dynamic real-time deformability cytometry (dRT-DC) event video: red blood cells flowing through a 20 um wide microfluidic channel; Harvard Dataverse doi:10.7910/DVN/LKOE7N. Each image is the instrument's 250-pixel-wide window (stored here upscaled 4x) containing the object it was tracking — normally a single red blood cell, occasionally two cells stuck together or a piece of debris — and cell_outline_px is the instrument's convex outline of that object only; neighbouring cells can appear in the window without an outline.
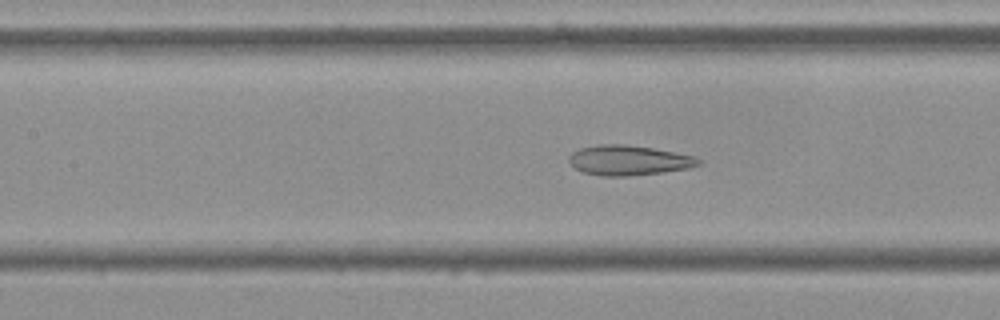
{"species": "Egyptian fruit bat (a non-hibernating species)", "species_latin": "Rousettus aegyptiacus", "temperature_condition": "cold", "stored_images_in_passage": 45, "segment_of_instrument_passage": [1, 2], "camera_frame_rate_fps": 3000, "um_per_image_px": 0.085, "frame": {"image": 1, "passage_image": 24, "time_ms": 7.667, "image_size_px": [1000, 320], "cell_outline_px": [[700, 164], [688, 168], [664, 172], [628, 176], [604, 176], [584, 172], [576, 168], [568, 160], [568, 156], [572, 152], [580, 148], [600, 144], [628, 144], [652, 148], [692, 156], [700, 160]], "centroid_in_image_um": [53.4, 13.62], "position_along_channel_um": 154.0, "area_um2": 22.37}}
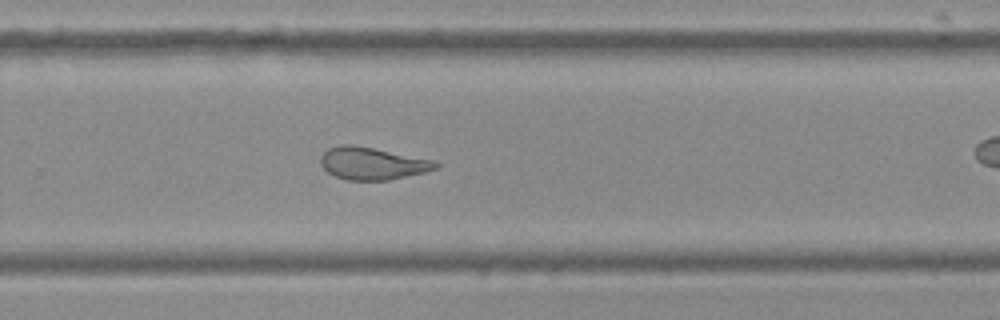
{"frame": {"image": 2, "passage_image": 36, "time_ms": 11.667, "image_size_px": [1000, 320], "cell_outline_px": [[440, 164], [436, 168], [424, 172], [388, 180], [348, 180], [336, 176], [328, 172], [320, 164], [320, 156], [328, 148], [340, 144], [352, 144], [432, 160]], "centroid_in_image_um": [31.59, 13.89], "position_along_channel_um": 298.2, "area_um2": 21.39}}
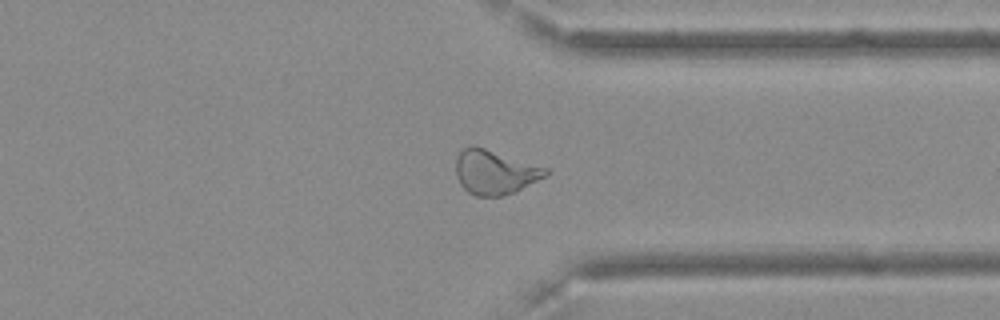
{"frame": {"image": 3, "passage_image": 42, "time_ms": 13.667, "image_size_px": [1000, 320], "cell_outline_px": [[552, 172], [548, 176], [516, 192], [504, 196], [476, 196], [468, 192], [460, 184], [456, 176], [456, 156], [464, 148], [484, 148], [548, 168]], "centroid_in_image_um": [42.11, 14.67], "position_along_channel_um": 369.3, "area_um2": 23.18}}